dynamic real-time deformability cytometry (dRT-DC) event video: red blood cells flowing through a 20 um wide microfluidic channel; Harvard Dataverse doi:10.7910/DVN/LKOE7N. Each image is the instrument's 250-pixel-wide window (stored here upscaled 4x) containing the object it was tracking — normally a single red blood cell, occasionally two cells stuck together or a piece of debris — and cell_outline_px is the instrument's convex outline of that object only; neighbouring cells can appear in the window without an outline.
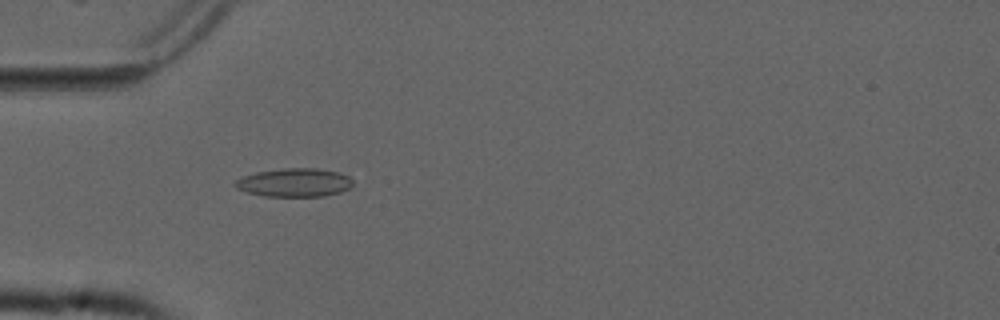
{"species": "common noctule bat (a hibernating species)", "species_latin": "Nyctalus noctula", "temperature_condition": "cold", "stored_images_in_passage": 48, "camera_frame_rate_fps": 3000, "um_per_image_px": 0.085, "animal": {"sex": "male", "forearm_length_mm": 52.5}, "frame": {"image": 1, "passage_image": 10, "time_ms": 3.0, "image_size_px": [1000, 320], "cell_outline_px": [[352, 188], [340, 192], [324, 196], [264, 196], [248, 192], [236, 188], [232, 184], [236, 180], [244, 176], [256, 172], [284, 168], [316, 168], [340, 172], [348, 176], [352, 180]], "centroid_in_image_um": [25.04, 15.51], "position_along_channel_um": 60.0, "area_um2": 19.59}}
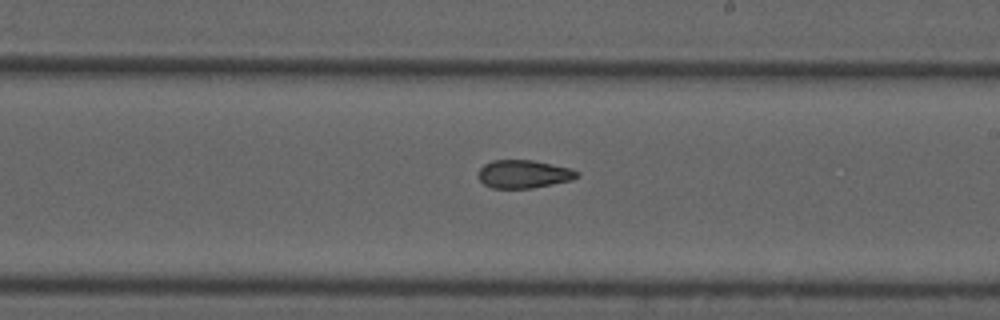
{"frame": {"image": 2, "passage_image": 25, "time_ms": 8.0, "image_size_px": [1000, 320], "cell_outline_px": [[580, 176], [572, 180], [532, 188], [492, 188], [484, 184], [480, 180], [480, 168], [484, 164], [492, 160], [532, 160], [572, 168], [580, 172]], "centroid_in_image_um": [44.56, 14.79], "position_along_channel_um": 244.4, "area_um2": 16.18}}
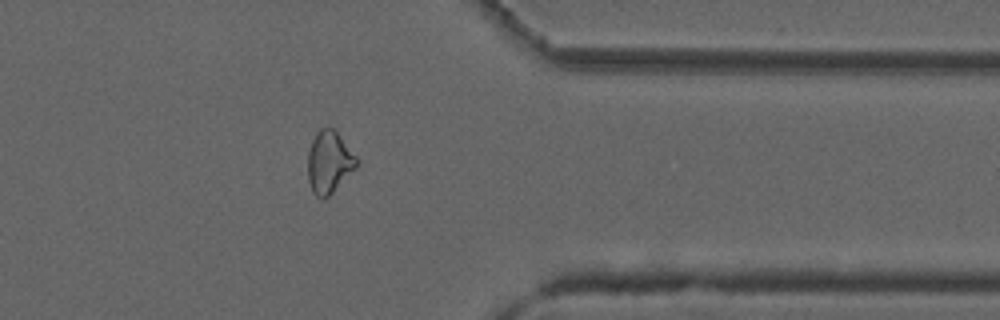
{"frame": {"image": 3, "passage_image": 37, "time_ms": 12.0, "image_size_px": [1000, 320], "cell_outline_px": [[360, 160], [356, 168], [324, 200], [316, 196], [312, 192], [308, 180], [308, 152], [312, 140], [316, 132], [320, 128], [332, 128], [336, 132]], "centroid_in_image_um": [27.97, 13.8], "position_along_channel_um": 383.4, "area_um2": 17.63}, "authors_computed_cell_mechanics": {"area_um2": 17.6579, "velocity_mm_per_s": 3.761, "shape_relaxation_time_tau1_ms": null, "shape_relaxation_time_tau2_ms": 3.0017, "deformation_change_tau1": null, "deformation_change_tau2": 0.0989}}